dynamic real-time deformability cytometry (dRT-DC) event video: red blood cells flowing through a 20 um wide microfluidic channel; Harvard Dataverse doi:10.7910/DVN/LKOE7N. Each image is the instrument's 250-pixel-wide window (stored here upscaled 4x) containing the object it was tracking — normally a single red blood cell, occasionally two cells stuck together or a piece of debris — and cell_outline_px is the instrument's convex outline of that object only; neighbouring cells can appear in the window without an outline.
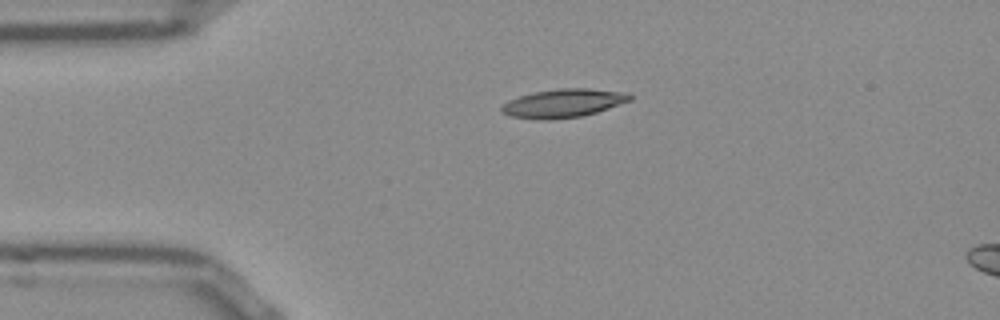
{"species": "Egyptian fruit bat (a non-hibernating species)", "species_latin": "Rousettus aegyptiacus", "temperature_condition": "room temperature", "stored_images_in_passage": 42, "camera_frame_rate_fps": 3000, "um_per_image_px": 0.085, "frame": {"image": 1, "passage_image": 1, "time_ms": 0.0, "image_size_px": [1000, 320], "cell_outline_px": [[632, 100], [596, 112], [580, 116], [548, 120], [544, 120], [512, 116], [500, 112], [500, 108], [508, 100], [532, 92], [560, 88], [588, 88], [628, 92], [632, 96]], "centroid_in_image_um": [47.89, 8.76], "position_along_channel_um": 37.1, "area_um2": 21.27}}
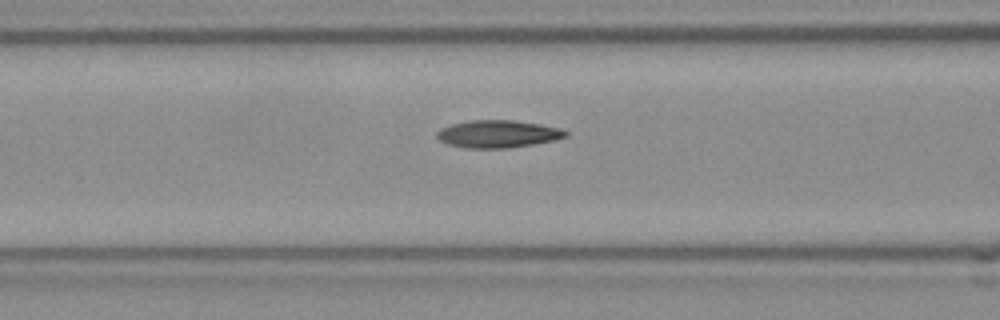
{"frame": {"image": 2, "passage_image": 10, "time_ms": 3.0, "image_size_px": [1000, 320], "cell_outline_px": [[568, 136], [556, 140], [508, 148], [464, 148], [448, 144], [440, 140], [436, 136], [436, 132], [440, 128], [452, 124], [468, 120], [512, 120], [540, 124], [560, 128], [568, 132]], "centroid_in_image_um": [42.31, 11.38], "position_along_channel_um": 124.3, "area_um2": 20.69}}
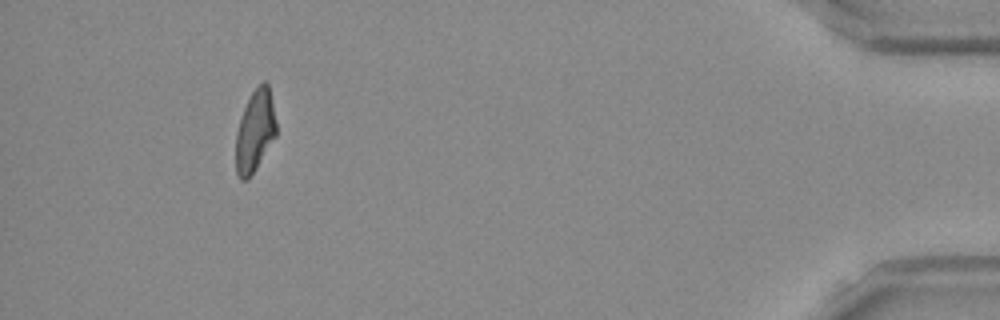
{"frame": {"image": 3, "passage_image": 38, "time_ms": 12.333, "image_size_px": [1000, 320], "cell_outline_px": [[276, 136], [256, 168], [248, 180], [240, 180], [236, 172], [236, 132], [244, 108], [252, 92], [264, 80], [268, 84], [276, 120]], "centroid_in_image_um": [21.67, 11.17], "position_along_channel_um": 413.5, "area_um2": 19.07}, "authors_computed_cell_mechanics": {"area_um2": 20.2878, "velocity_mm_per_s": 3.8468, "shape_relaxation_time_tau1_ms": 7.6253, "shape_relaxation_time_tau2_ms": 3.0501, "deformation_change_tau1": 0.2192, "deformation_change_tau2": 0.0987}}